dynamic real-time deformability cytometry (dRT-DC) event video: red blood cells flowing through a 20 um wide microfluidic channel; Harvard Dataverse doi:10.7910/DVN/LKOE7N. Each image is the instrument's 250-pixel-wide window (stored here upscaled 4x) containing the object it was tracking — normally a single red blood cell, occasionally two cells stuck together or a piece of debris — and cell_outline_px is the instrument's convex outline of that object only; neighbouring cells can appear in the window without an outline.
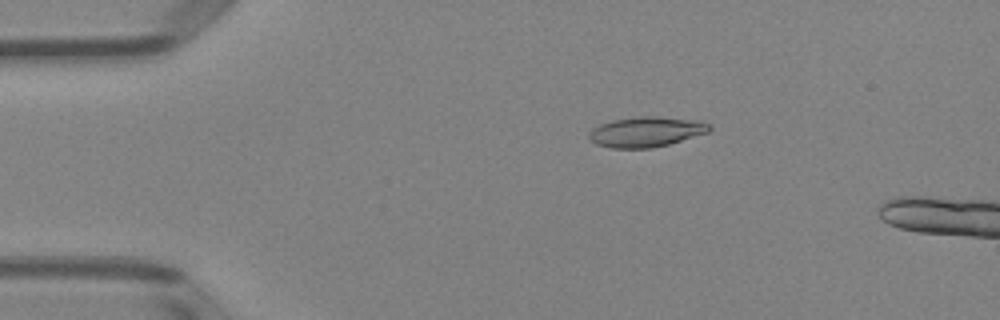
{"species": "Egyptian fruit bat (a non-hibernating species)", "species_latin": "Rousettus aegyptiacus", "temperature_condition": "room temperature", "stored_images_in_passage": 14, "camera_frame_rate_fps": 3000, "um_per_image_px": 0.085, "animal": {"sex": "female"}, "frame": {"image": 1, "passage_image": 10, "time_ms": 3.0, "image_size_px": [1000, 320], "cell_outline_px": [[712, 128], [708, 132], [668, 144], [652, 148], [612, 148], [596, 144], [588, 136], [588, 132], [592, 128], [600, 124], [612, 120], [640, 116], [656, 116], [700, 120], [712, 124]], "centroid_in_image_um": [54.94, 11.19], "position_along_channel_um": 30.1, "area_um2": 21.27}}